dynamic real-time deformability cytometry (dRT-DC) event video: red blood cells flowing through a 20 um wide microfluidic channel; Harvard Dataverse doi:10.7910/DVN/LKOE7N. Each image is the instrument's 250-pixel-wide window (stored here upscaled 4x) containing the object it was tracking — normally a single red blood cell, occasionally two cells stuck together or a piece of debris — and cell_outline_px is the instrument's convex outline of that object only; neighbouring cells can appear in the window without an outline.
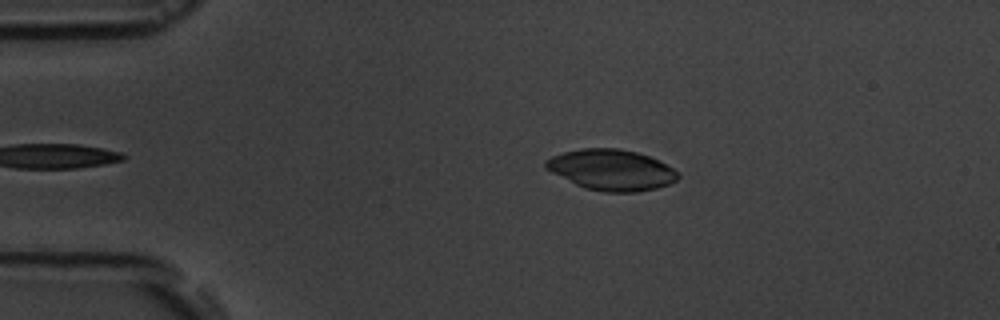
{"species": "common noctule bat (a hibernating species)", "species_latin": "Nyctalus noctula", "temperature_condition": "room temperature", "stored_images_in_passage": 6, "camera_frame_rate_fps": 3000, "um_per_image_px": 0.085, "animal": {"sex": "male", "body_mass_g": 19.5, "forearm_length_mm": 54.6}, "frame": {"image": 1, "passage_image": 1, "time_ms": 0.0, "image_size_px": [1000, 320], "cell_outline_px": [[680, 176], [676, 180], [668, 184], [656, 188], [636, 192], [604, 192], [584, 188], [544, 168], [544, 160], [552, 156], [564, 152], [580, 148], [620, 148], [636, 152], [660, 160], [672, 168]], "centroid_in_image_um": [51.95, 14.43], "position_along_channel_um": 33.0, "area_um2": 31.39}}